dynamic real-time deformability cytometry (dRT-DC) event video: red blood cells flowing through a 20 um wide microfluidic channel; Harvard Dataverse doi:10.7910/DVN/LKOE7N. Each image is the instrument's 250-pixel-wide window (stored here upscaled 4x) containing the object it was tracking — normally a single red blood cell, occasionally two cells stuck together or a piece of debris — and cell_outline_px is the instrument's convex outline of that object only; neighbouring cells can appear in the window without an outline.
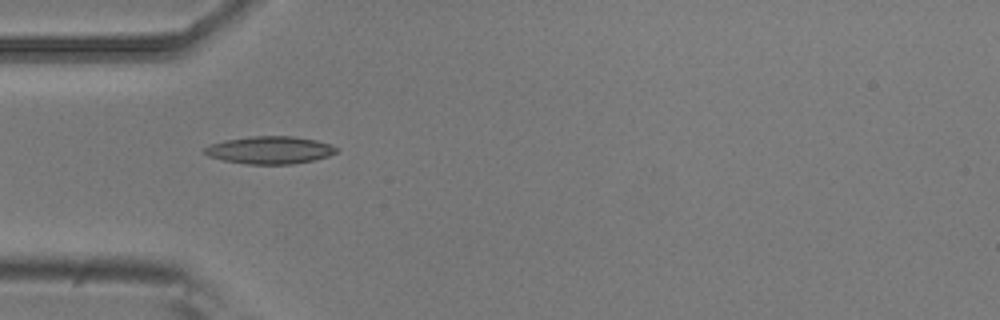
{"species": "common noctule bat (a hibernating species)", "species_latin": "Nyctalus noctula", "temperature_condition": "room temperature", "stored_images_in_passage": 5, "camera_frame_rate_fps": 3000, "um_per_image_px": 0.085, "animal": {"sex": "male", "body_mass_g": 20.5, "forearm_length_mm": 52.5}, "frame": {"image": 1, "passage_image": 4, "time_ms": 1.0, "image_size_px": [1000, 320], "cell_outline_px": [[336, 152], [328, 156], [316, 160], [292, 164], [248, 164], [224, 160], [208, 156], [204, 152], [204, 148], [212, 144], [224, 140], [252, 136], [292, 136], [316, 140], [332, 144], [336, 148]], "centroid_in_image_um": [22.96, 12.75], "position_along_channel_um": 62.0, "area_um2": 21.1}}
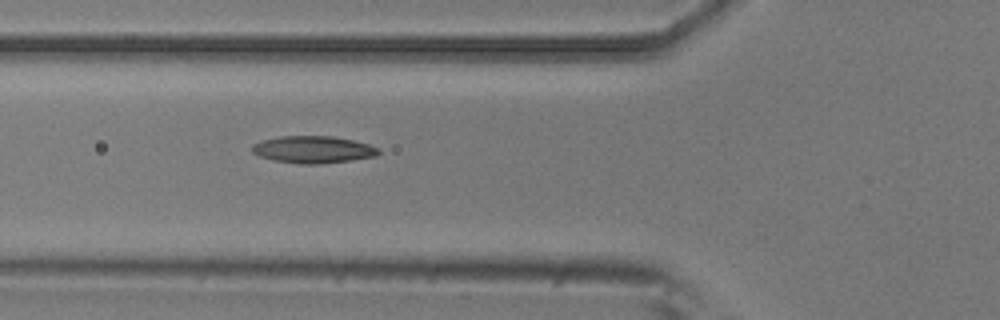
{"frame": {"image": 2, "passage_image": 5, "time_ms": 1.333, "image_size_px": [1000, 320], "cell_outline_px": [[380, 152], [376, 156], [352, 160], [316, 164], [300, 164], [272, 160], [260, 156], [252, 152], [252, 144], [264, 140], [280, 136], [332, 136], [352, 140], [368, 144], [380, 148]], "centroid_in_image_um": [26.62, 12.71], "position_along_channel_um": 99.2, "area_um2": 19.94}}